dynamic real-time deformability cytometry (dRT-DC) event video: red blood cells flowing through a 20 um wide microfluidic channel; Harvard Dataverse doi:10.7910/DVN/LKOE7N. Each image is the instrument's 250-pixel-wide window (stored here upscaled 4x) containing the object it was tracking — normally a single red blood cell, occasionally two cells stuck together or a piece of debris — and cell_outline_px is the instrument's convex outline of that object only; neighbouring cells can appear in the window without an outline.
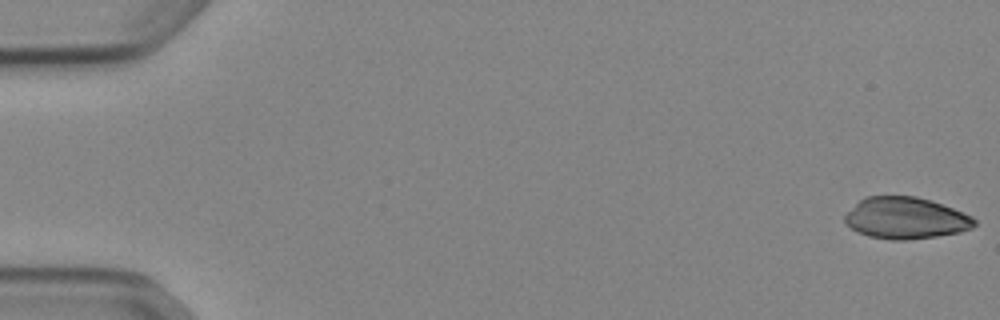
{"species": "Egyptian fruit bat (a non-hibernating species)", "species_latin": "Rousettus aegyptiacus", "temperature_condition": "cold", "stored_images_in_passage": 52, "camera_frame_rate_fps": 3000, "um_per_image_px": 0.085, "animal": {"sex": "female"}, "frame": {"image": 1, "passage_image": 1, "time_ms": 0.0, "image_size_px": [1000, 320], "cell_outline_px": [[976, 224], [972, 228], [960, 232], [936, 236], [908, 240], [892, 240], [868, 236], [852, 228], [844, 220], [844, 216], [864, 196], [916, 196], [932, 200], [972, 216], [976, 220]], "centroid_in_image_um": [77.01, 18.53], "position_along_channel_um": 8.0, "area_um2": 31.27}}
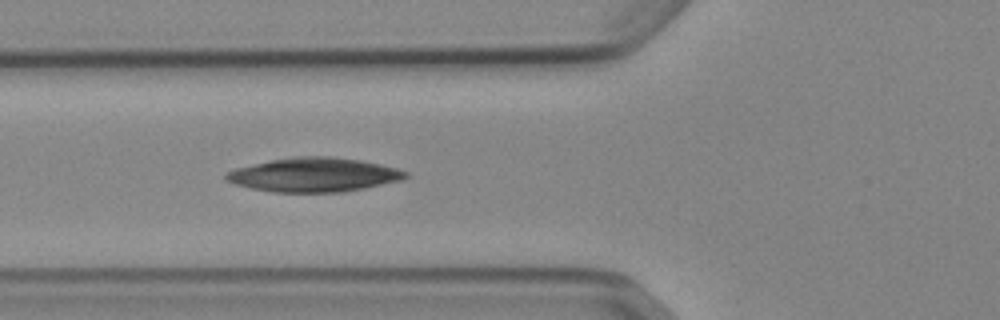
{"frame": {"image": 2, "passage_image": 20, "time_ms": 6.333, "image_size_px": [1000, 320], "cell_outline_px": [[408, 176], [404, 180], [344, 192], [272, 192], [252, 188], [236, 184], [228, 180], [224, 176], [228, 172], [236, 168], [272, 160], [296, 156], [332, 156], [360, 160], [380, 164], [396, 168], [408, 172]], "centroid_in_image_um": [26.74, 14.86], "position_along_channel_um": 99.1, "area_um2": 35.49}}
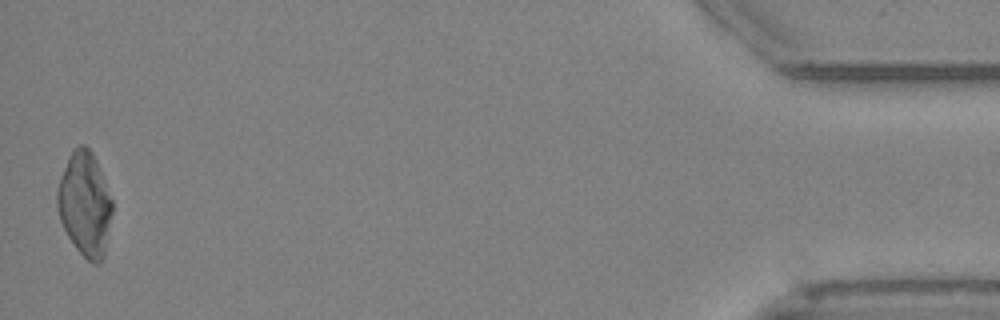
{"frame": {"image": 3, "passage_image": 52, "time_ms": 17.0, "image_size_px": [1000, 320], "cell_outline_px": [[112, 212], [104, 256], [100, 264], [92, 264], [76, 248], [68, 236], [60, 220], [56, 204], [56, 188], [60, 176], [68, 156], [80, 144], [84, 144], [92, 152], [100, 168], [112, 200]], "centroid_in_image_um": [7.2, 17.34], "position_along_channel_um": 428.0, "area_um2": 33.41}}